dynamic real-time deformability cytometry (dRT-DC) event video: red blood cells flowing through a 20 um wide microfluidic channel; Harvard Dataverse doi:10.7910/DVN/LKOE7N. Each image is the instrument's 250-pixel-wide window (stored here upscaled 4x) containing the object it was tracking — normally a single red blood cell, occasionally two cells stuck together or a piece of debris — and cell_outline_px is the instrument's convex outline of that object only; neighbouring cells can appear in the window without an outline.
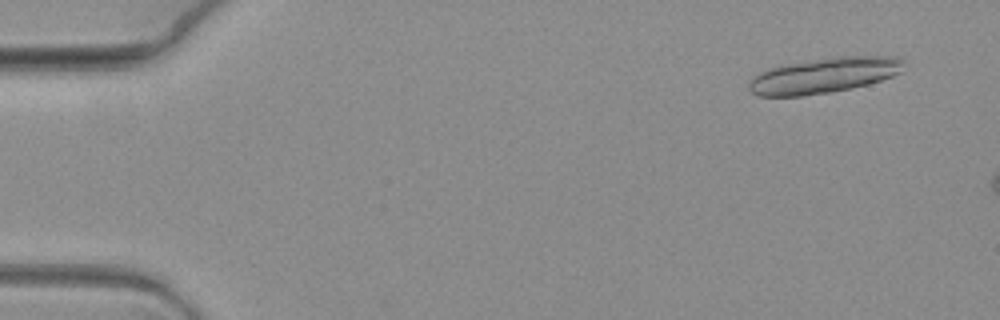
{"species": "common noctule bat (a hibernating species)", "species_latin": "Nyctalus noctula", "temperature_condition": "warm", "stored_images_in_passage": 4, "camera_frame_rate_fps": 3000, "um_per_image_px": 0.085, "animal": {"sex": "female", "body_mass_g": 19.3, "forearm_length_mm": 54.1}, "frame": {"image": 1, "passage_image": 2, "time_ms": 0.333, "image_size_px": [1000, 320], "cell_outline_px": [[908, 64], [900, 72], [892, 76], [868, 84], [832, 92], [800, 96], [756, 96], [748, 88], [748, 84], [752, 76], [756, 72], [768, 68], [784, 64], [808, 60], [836, 56], [900, 56]], "centroid_in_image_um": [70.03, 6.39], "position_along_channel_um": 15.0, "area_um2": 32.54}}